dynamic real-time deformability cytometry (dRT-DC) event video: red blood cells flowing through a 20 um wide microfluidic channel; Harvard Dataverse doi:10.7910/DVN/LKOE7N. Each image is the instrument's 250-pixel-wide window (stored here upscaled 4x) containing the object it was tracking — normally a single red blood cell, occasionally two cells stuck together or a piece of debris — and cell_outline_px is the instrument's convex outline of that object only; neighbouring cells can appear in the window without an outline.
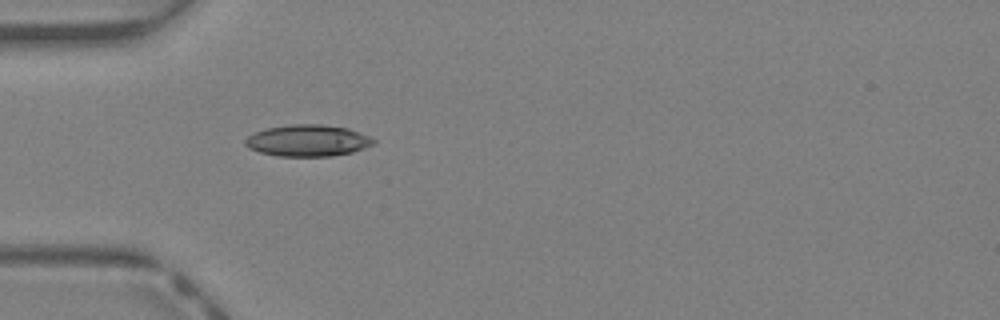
{"species": "Egyptian fruit bat (a non-hibernating species)", "species_latin": "Rousettus aegyptiacus", "temperature_condition": "warm", "stored_images_in_passage": 31, "camera_frame_rate_fps": 3000, "um_per_image_px": 0.085, "animal": {"sex": "female"}, "frame": {"image": 1, "passage_image": 1, "time_ms": 0.0, "image_size_px": [1000, 320], "cell_outline_px": [[376, 144], [352, 152], [332, 156], [280, 156], [260, 152], [248, 148], [244, 144], [244, 140], [248, 136], [256, 132], [268, 128], [292, 124], [320, 124], [348, 128], [368, 136], [376, 140]], "centroid_in_image_um": [26.17, 11.95], "position_along_channel_um": 58.8, "area_um2": 23.52}}
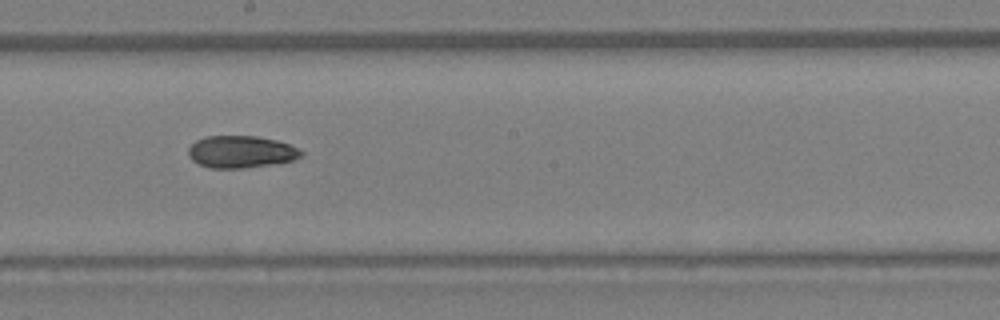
{"frame": {"image": 2, "passage_image": 12, "time_ms": 3.667, "image_size_px": [1000, 320], "cell_outline_px": [[304, 156], [292, 160], [276, 164], [244, 168], [208, 168], [196, 164], [188, 156], [188, 148], [196, 140], [208, 136], [256, 136], [276, 140], [288, 144], [304, 152]], "centroid_in_image_um": [20.47, 12.92], "position_along_channel_um": 227.7, "area_um2": 21.33}}
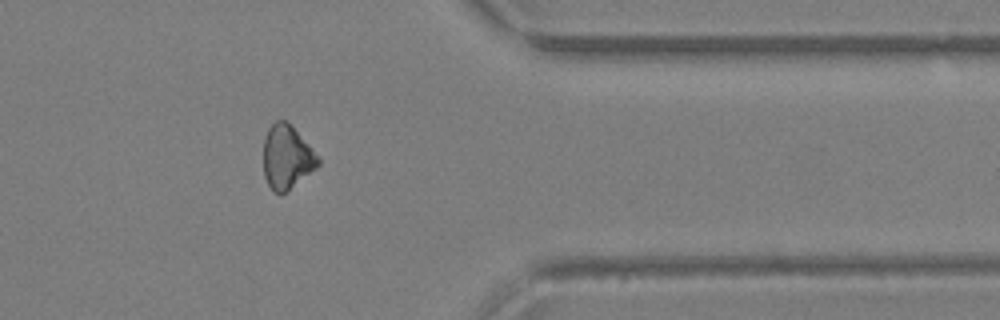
{"frame": {"image": 3, "passage_image": 23, "time_ms": 7.333, "image_size_px": [1000, 320], "cell_outline_px": [[320, 164], [316, 168], [284, 192], [272, 192], [264, 176], [264, 140], [268, 128], [276, 120], [284, 120], [308, 144], [320, 160]], "centroid_in_image_um": [24.35, 13.36], "position_along_channel_um": 387.0, "area_um2": 19.65}, "authors_computed_cell_mechanics": {"area_um2": 21.3282, "velocity_mm_per_s": 4.7458, "shape_relaxation_time_tau1_ms": 6.906, "shape_relaxation_time_tau2_ms": null, "deformation_change_tau1": 0.1759, "deformation_change_tau2": null}}